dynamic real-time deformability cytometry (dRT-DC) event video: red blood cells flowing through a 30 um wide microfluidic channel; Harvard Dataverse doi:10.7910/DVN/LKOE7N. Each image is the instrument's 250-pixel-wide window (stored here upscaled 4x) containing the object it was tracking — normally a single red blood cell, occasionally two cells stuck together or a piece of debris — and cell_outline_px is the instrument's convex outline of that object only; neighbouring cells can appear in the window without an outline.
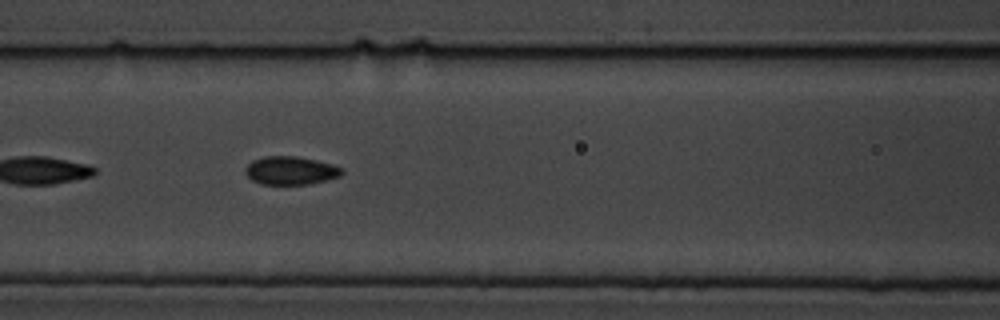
{"species": "common noctule bat (a hibernating species)", "species_latin": "Nyctalus noctula", "temperature_condition": "cold", "stored_images_in_passage": 61, "segment_of_instrument_passage": [2, 2], "camera_frame_rate_fps": 3000, "um_per_image_px": 0.085, "animal": {"sex": "male", "body_mass_g": 19.5, "forearm_length_mm": 54.6}, "frame": {"image": 1, "passage_image": 26, "time_ms": 8.333, "image_size_px": [1000, 320], "cell_outline_px": [[344, 172], [340, 176], [308, 184], [260, 184], [252, 180], [244, 172], [244, 168], [252, 160], [264, 156], [296, 156], [316, 160], [332, 164], [344, 168]], "centroid_in_image_um": [24.69, 14.49], "position_along_channel_um": 141.9, "area_um2": 15.95}}
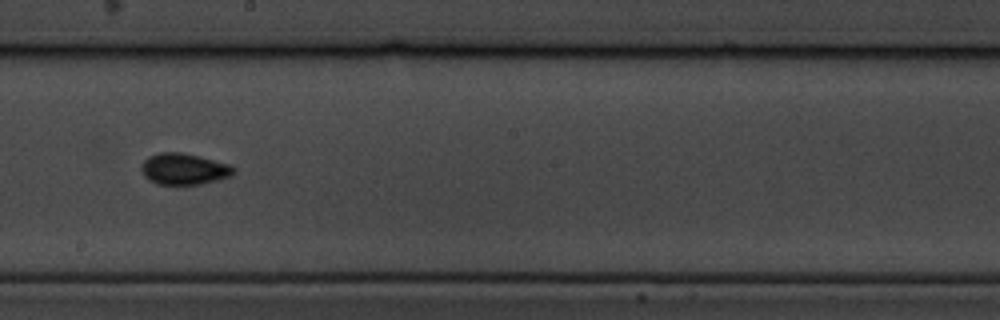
{"frame": {"image": 2, "passage_image": 34, "time_ms": 11.0, "image_size_px": [1000, 320], "cell_outline_px": [[236, 172], [232, 176], [200, 184], [156, 184], [148, 180], [144, 176], [140, 168], [144, 160], [148, 156], [160, 152], [180, 152], [228, 164], [236, 168]], "centroid_in_image_um": [15.61, 14.37], "position_along_channel_um": 232.6, "area_um2": 16.76}}
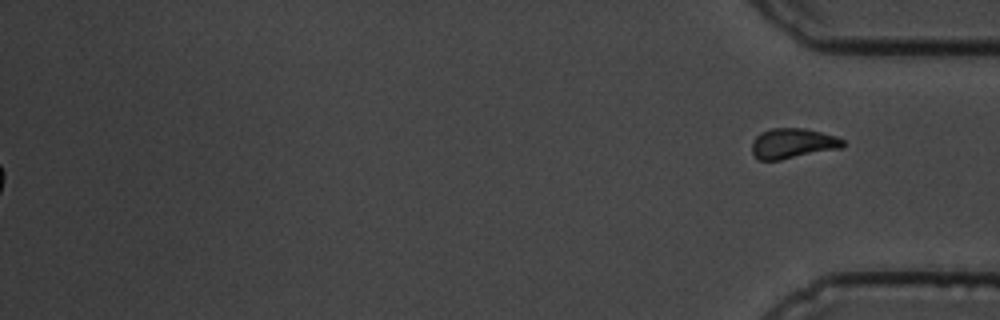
{"frame": {"image": 3, "passage_image": 61, "time_ms": 20.0, "image_size_px": [1000, 320], "cell_outline_px": [[844, 148], [780, 160], [760, 160], [752, 152], [752, 144], [756, 136], [760, 132], [772, 128], [804, 128], [836, 136], [844, 140]], "centroid_in_image_um": [67.41, 12.19], "position_along_channel_um": 367.8, "area_um2": 16.07}}